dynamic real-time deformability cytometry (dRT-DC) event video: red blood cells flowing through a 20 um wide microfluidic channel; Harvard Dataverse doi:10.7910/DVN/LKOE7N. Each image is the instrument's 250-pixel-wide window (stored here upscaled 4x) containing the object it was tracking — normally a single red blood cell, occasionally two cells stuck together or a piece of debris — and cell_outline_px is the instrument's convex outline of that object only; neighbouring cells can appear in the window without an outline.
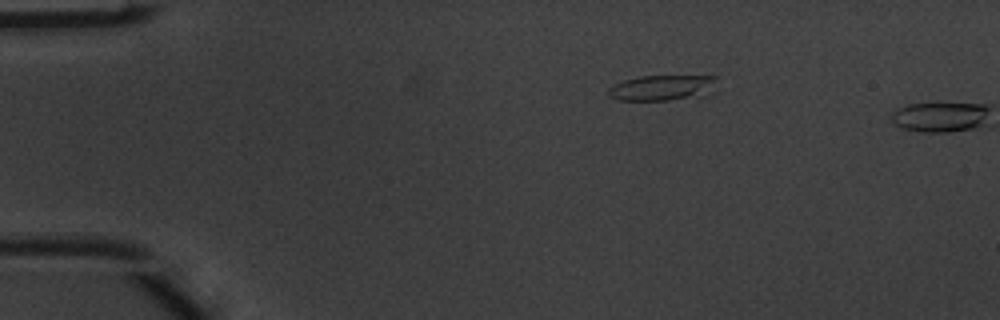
{"species": "common noctule bat (a hibernating species)", "species_latin": "Nyctalus noctula", "temperature_condition": "warm", "stored_images_in_passage": 2, "camera_frame_rate_fps": 3000, "um_per_image_px": 0.085, "animal": {"sex": "male", "body_mass_g": 20.1, "forearm_length_mm": 53.5}, "frame": {"image": 1, "passage_image": 1, "time_ms": 0.0, "image_size_px": [1000, 320], "cell_outline_px": [[716, 76], [712, 92], [708, 96], [668, 100], [616, 100], [608, 96], [608, 88], [612, 84], [624, 80], [640, 76]], "centroid_in_image_um": [56.27, 7.47], "position_along_channel_um": 28.7, "area_um2": 16.36}}